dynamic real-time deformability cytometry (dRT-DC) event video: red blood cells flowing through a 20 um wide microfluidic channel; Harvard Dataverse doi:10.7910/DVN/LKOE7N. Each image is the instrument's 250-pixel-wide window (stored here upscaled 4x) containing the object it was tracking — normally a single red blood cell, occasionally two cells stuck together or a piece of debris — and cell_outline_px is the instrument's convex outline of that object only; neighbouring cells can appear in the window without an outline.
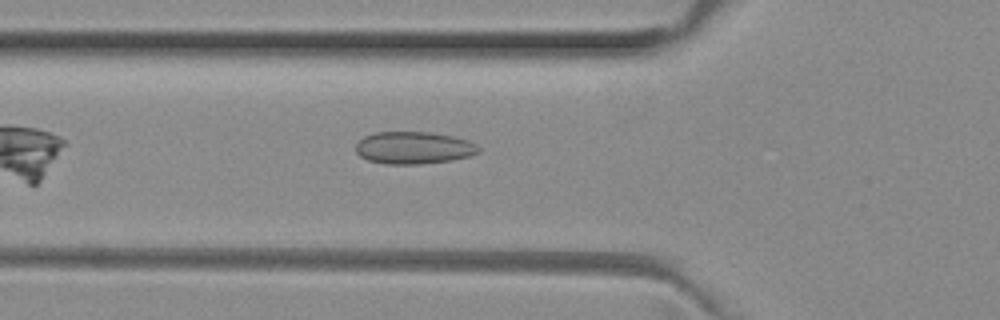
{"species": "common noctule bat (a hibernating species)", "species_latin": "Nyctalus noctula", "temperature_condition": "room temperature", "stored_images_in_passage": 33, "camera_frame_rate_fps": 3000, "um_per_image_px": 0.085, "animal": {"sex": "female", "body_mass_g": 29.2, "forearm_length_mm": 56.3}, "frame": {"image": 1, "passage_image": 4, "time_ms": 1.0, "image_size_px": [1000, 320], "cell_outline_px": [[480, 152], [468, 156], [452, 160], [420, 164], [388, 164], [368, 160], [360, 156], [356, 152], [356, 144], [364, 136], [376, 132], [428, 132], [452, 136], [468, 140], [476, 144], [480, 148]], "centroid_in_image_um": [35.16, 12.56], "position_along_channel_um": 90.6, "area_um2": 23.06}}
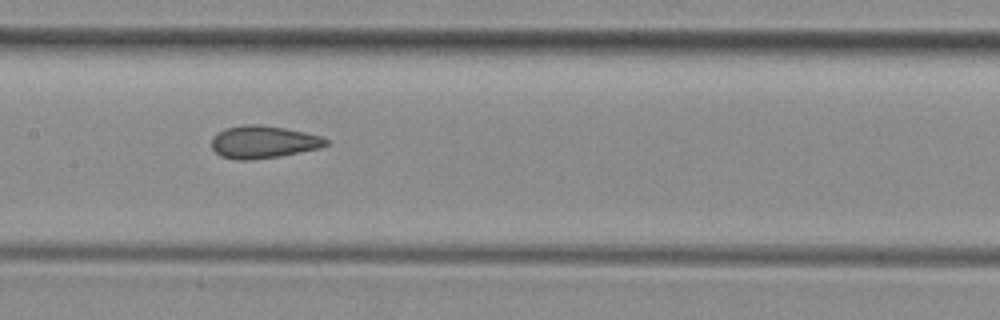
{"frame": {"image": 2, "passage_image": 11, "time_ms": 3.333, "image_size_px": [1000, 320], "cell_outline_px": [[328, 144], [320, 148], [280, 156], [252, 160], [236, 160], [220, 156], [212, 148], [212, 136], [228, 128], [244, 124], [256, 124], [284, 128], [304, 132], [320, 136], [328, 140]], "centroid_in_image_um": [22.37, 12.08], "position_along_channel_um": 185.0, "area_um2": 21.56}}
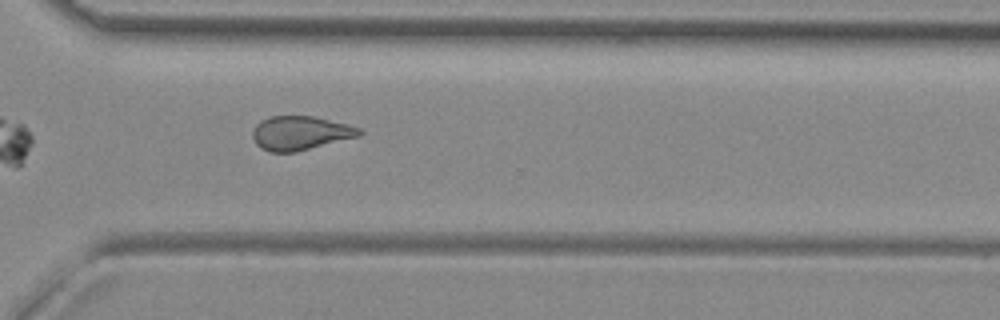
{"frame": {"image": 3, "passage_image": 23, "time_ms": 7.333, "image_size_px": [1000, 320], "cell_outline_px": [[364, 132], [360, 136], [296, 152], [268, 152], [260, 148], [256, 144], [252, 136], [252, 132], [256, 124], [260, 120], [272, 116], [312, 116], [360, 128]], "centroid_in_image_um": [25.49, 11.32], "position_along_channel_um": 345.1, "area_um2": 21.1}, "authors_computed_cell_mechanics": {"area_um2": 21.2126, "velocity_mm_per_s": 4.0116, "shape_relaxation_time_tau1_ms": null, "shape_relaxation_time_tau2_ms": 1.878, "deformation_change_tau1": null, "deformation_change_tau2": 0.0869}}